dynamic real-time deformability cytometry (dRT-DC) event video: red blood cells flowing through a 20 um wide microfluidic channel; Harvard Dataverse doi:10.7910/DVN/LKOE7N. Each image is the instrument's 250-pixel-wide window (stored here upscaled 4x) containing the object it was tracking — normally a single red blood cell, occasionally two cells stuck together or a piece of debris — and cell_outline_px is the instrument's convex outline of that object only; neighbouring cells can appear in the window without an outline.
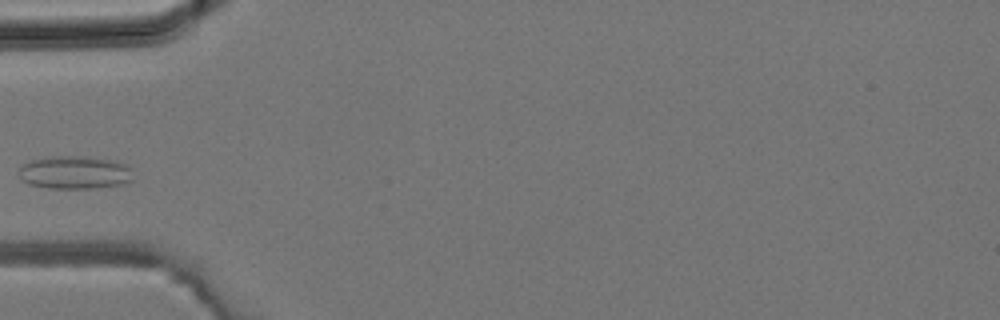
{"species": "common noctule bat (a hibernating species)", "species_latin": "Nyctalus noctula", "temperature_condition": "room temperature", "stored_images_in_passage": 29, "camera_frame_rate_fps": 3000, "um_per_image_px": 0.085, "animal": {"sex": "male", "body_mass_g": 19.2, "forearm_length_mm": 51.8}, "frame": {"image": 1, "passage_image": 1, "time_ms": 0.0, "image_size_px": [1000, 320], "cell_outline_px": [[132, 180], [124, 184], [92, 188], [48, 188], [28, 184], [20, 180], [20, 164], [28, 160], [48, 156], [80, 156], [116, 160], [128, 164], [132, 168]], "centroid_in_image_um": [6.35, 14.64], "position_along_channel_um": 78.7, "area_um2": 22.48}}
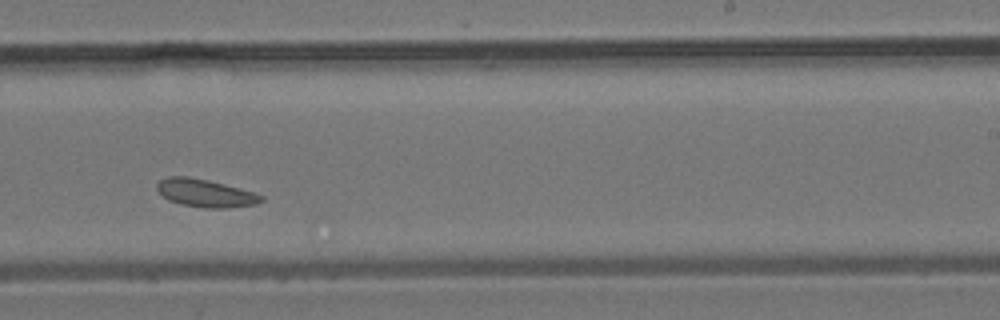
{"frame": {"image": 2, "passage_image": 13, "time_ms": 4.0, "image_size_px": [1000, 320], "cell_outline_px": [[264, 200], [256, 204], [228, 208], [204, 208], [180, 204], [168, 200], [156, 188], [156, 184], [160, 180], [168, 176], [188, 176], [208, 180], [240, 188], [264, 196]], "centroid_in_image_um": [17.45, 16.41], "position_along_channel_um": 271.5, "area_um2": 16.94}}
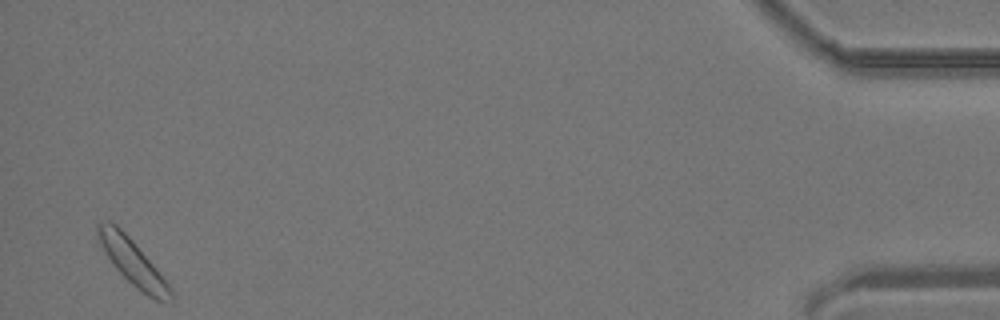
{"frame": {"image": 3, "passage_image": 28, "time_ms": 9.0, "image_size_px": [1000, 320], "cell_outline_px": [[172, 300], [156, 300], [148, 296], [136, 288], [116, 268], [108, 256], [96, 232], [96, 224], [108, 220], [112, 220], [132, 240], [156, 268], [172, 288]], "centroid_in_image_um": [11.28, 22.26], "position_along_channel_um": 423.9, "area_um2": 18.67}}